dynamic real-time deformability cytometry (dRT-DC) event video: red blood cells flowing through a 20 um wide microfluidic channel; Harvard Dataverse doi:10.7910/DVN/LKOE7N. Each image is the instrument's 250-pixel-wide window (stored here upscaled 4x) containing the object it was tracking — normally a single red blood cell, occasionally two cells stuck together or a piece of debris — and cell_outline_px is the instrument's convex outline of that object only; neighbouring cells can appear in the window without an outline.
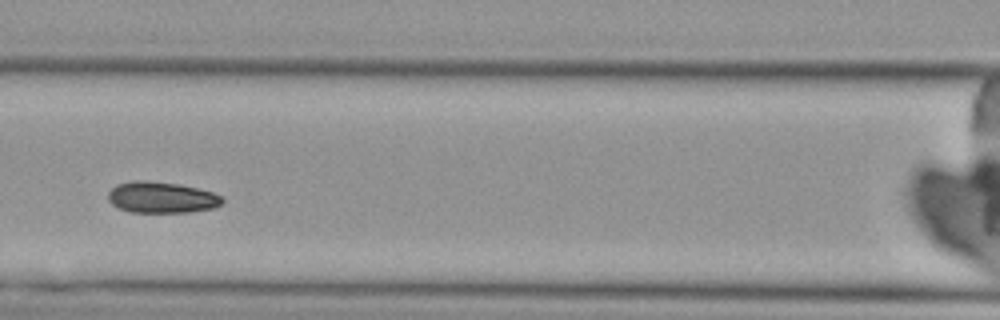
{"species": "Egyptian fruit bat (a non-hibernating species)", "species_latin": "Rousettus aegyptiacus", "temperature_condition": "cold", "stored_images_in_passage": 4, "camera_frame_rate_fps": 3000, "um_per_image_px": 0.085, "animal": {"sex": "female"}, "frame": {"image": 1, "passage_image": 3, "time_ms": 2.333, "image_size_px": [1000, 320], "cell_outline_px": [[224, 200], [220, 204], [212, 208], [188, 212], [132, 212], [120, 208], [112, 204], [108, 200], [108, 192], [116, 184], [132, 180], [144, 180], [176, 184], [196, 188], [212, 192], [224, 196]], "centroid_in_image_um": [13.71, 16.77], "position_along_channel_um": 152.9, "area_um2": 20.63}}